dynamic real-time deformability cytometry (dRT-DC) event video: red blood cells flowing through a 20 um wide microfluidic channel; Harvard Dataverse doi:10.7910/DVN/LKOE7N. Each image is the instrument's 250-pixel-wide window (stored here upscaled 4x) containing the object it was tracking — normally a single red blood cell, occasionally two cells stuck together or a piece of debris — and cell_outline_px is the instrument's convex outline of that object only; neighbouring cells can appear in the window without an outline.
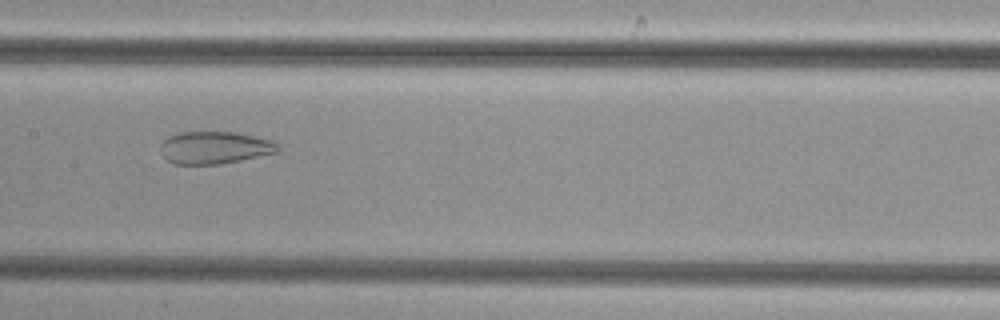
{"species": "common noctule bat (a hibernating species)", "species_latin": "Nyctalus noctula", "temperature_condition": "cold", "stored_images_in_passage": 51, "camera_frame_rate_fps": 3000, "um_per_image_px": 0.085, "animal": {"sex": "female", "body_mass_g": 29.2, "forearm_length_mm": 56.3}, "frame": {"image": 1, "passage_image": 26, "time_ms": 8.333, "image_size_px": [1000, 320], "cell_outline_px": [[280, 152], [220, 164], [176, 164], [168, 160], [160, 152], [160, 144], [164, 140], [180, 132], [236, 132], [272, 140], [280, 144]], "centroid_in_image_um": [18.29, 12.55], "position_along_channel_um": 189.1, "area_um2": 22.2}}
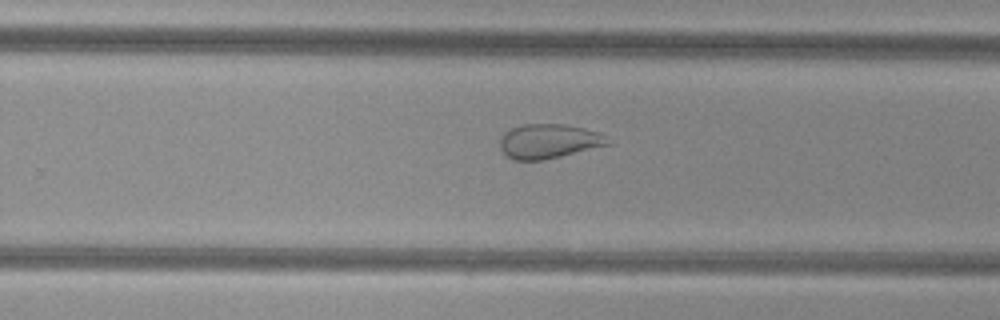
{"frame": {"image": 2, "passage_image": 33, "time_ms": 10.667, "image_size_px": [1000, 320], "cell_outline_px": [[612, 144], [544, 160], [512, 160], [500, 148], [500, 140], [504, 132], [512, 128], [524, 124], [564, 124], [584, 128], [600, 132]], "centroid_in_image_um": [46.65, 12.0], "position_along_channel_um": 283.1, "area_um2": 21.62}}
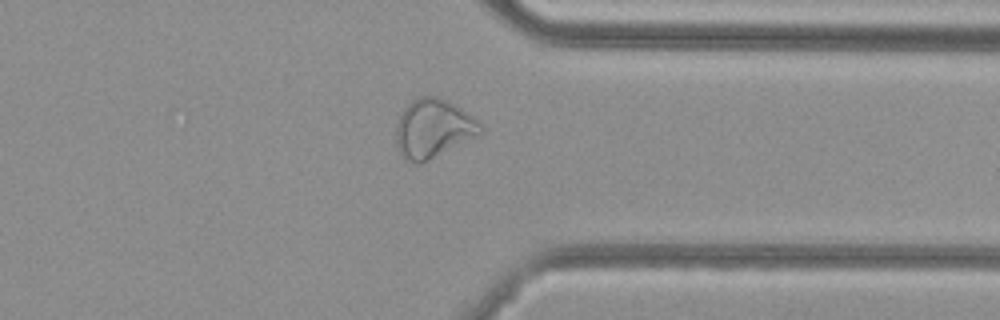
{"frame": {"image": 3, "passage_image": 40, "time_ms": 13.0, "image_size_px": [1000, 320], "cell_outline_px": [[484, 128], [480, 132], [420, 164], [412, 164], [400, 152], [396, 144], [396, 124], [400, 112], [412, 100], [420, 96], [440, 96], [460, 108], [472, 116]], "centroid_in_image_um": [36.75, 10.89], "position_along_channel_um": 374.7, "area_um2": 28.21}}